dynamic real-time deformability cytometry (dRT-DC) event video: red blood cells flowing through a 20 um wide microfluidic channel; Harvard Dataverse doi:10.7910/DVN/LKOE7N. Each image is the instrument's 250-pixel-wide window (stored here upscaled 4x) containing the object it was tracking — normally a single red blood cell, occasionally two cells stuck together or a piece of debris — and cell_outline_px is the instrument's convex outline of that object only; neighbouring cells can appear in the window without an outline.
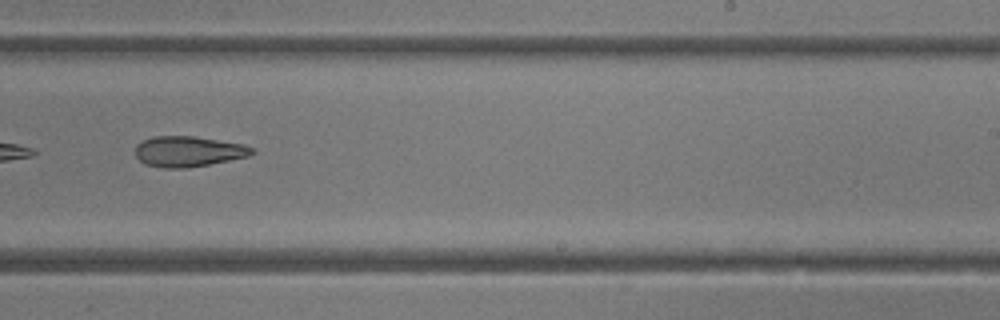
{"species": "common noctule bat (a hibernating species)", "species_latin": "Nyctalus noctula", "temperature_condition": "room temperature", "stored_images_in_passage": 21, "camera_frame_rate_fps": 3000, "um_per_image_px": 0.085, "animal": {"sex": "female"}, "frame": {"image": 1, "passage_image": 18, "time_ms": 5.667, "image_size_px": [1000, 320], "cell_outline_px": [[256, 152], [248, 156], [208, 164], [184, 168], [164, 168], [144, 164], [136, 156], [136, 144], [140, 140], [152, 136], [192, 136], [244, 144], [252, 148]], "centroid_in_image_um": [15.96, 12.86], "position_along_channel_um": 273.0, "area_um2": 20.69}}